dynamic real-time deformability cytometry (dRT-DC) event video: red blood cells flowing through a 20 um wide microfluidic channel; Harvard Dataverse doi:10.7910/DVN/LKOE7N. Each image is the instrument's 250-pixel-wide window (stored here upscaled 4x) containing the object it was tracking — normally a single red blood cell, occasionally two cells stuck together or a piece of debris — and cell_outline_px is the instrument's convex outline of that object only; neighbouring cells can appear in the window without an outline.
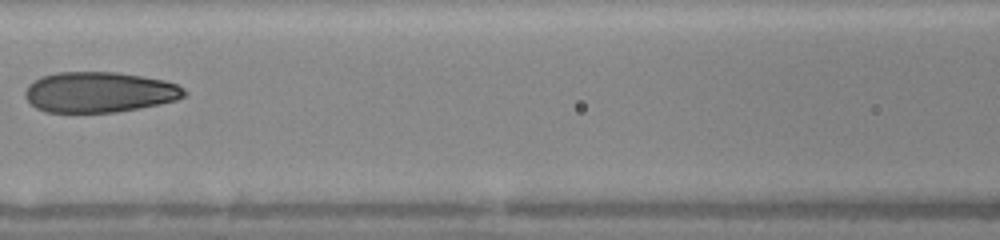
{"species": "human", "species_latin": "Homo sapiens", "temperature_condition": "warm", "stored_images_in_passage": 17, "camera_frame_rate_fps": 3000, "um_per_image_px": 0.085, "donor": {"sex": "female"}, "frame": {"image": 1, "passage_image": 6, "time_ms": 3.333, "image_size_px": [1000, 240], "cell_outline_px": [[188, 92], [184, 96], [176, 100], [160, 104], [140, 108], [116, 112], [44, 112], [36, 108], [24, 96], [24, 92], [28, 84], [40, 76], [56, 72], [116, 72], [164, 80], [176, 84], [184, 88]], "centroid_in_image_um": [8.42, 7.83], "position_along_channel_um": 158.2, "area_um2": 37.74}}
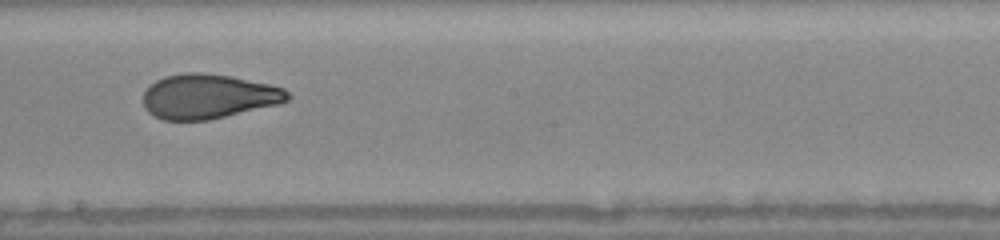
{"frame": {"image": 2, "passage_image": 10, "time_ms": 5.0, "image_size_px": [1000, 240], "cell_outline_px": [[292, 96], [288, 100], [280, 104], [208, 120], [164, 120], [148, 112], [144, 104], [144, 92], [156, 80], [168, 76], [184, 72], [204, 72], [232, 76], [272, 84], [284, 88]], "centroid_in_image_um": [17.77, 8.18], "position_along_channel_um": 230.4, "area_um2": 37.63}, "authors_computed_cell_mechanics": {"area_um2": 38.0902, "velocity_mm_per_s": 4.3476, "shape_relaxation_time_tau1_ms": 5.2026, "shape_relaxation_time_tau2_ms": 0.8125, "deformation_change_tau1": 0.2114, "deformation_change_tau2": 0.0715}}